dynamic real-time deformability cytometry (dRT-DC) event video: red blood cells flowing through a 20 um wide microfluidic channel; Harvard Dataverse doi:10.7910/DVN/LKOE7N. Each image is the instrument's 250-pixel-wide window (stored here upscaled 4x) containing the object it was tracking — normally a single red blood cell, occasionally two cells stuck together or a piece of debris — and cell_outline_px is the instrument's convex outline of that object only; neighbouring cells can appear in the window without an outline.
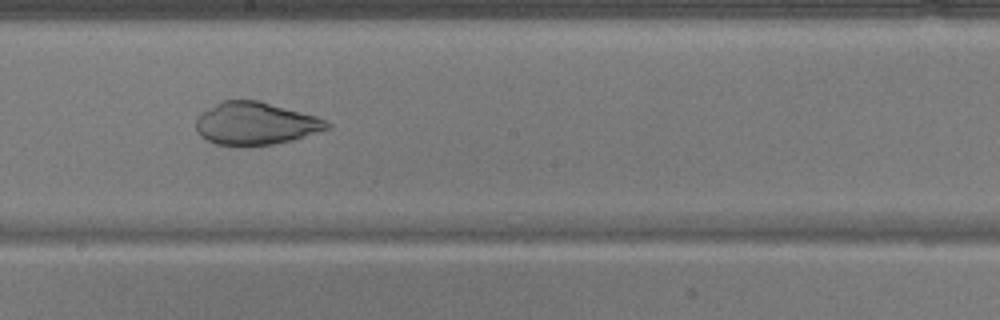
{"species": "common noctule bat (a hibernating species)", "species_latin": "Nyctalus noctula", "temperature_condition": "warm", "stored_images_in_passage": 40, "camera_frame_rate_fps": 3000, "um_per_image_px": 0.085, "animal": {"sex": "male", "body_mass_g": 17.9}, "frame": {"image": 1, "passage_image": 18, "time_ms": 5.667, "image_size_px": [1000, 320], "cell_outline_px": [[332, 128], [292, 140], [272, 144], [216, 144], [200, 136], [196, 128], [196, 116], [200, 112], [224, 100], [260, 100], [316, 116], [328, 120], [332, 124]], "centroid_in_image_um": [21.75, 10.47], "position_along_channel_um": 226.4, "area_um2": 32.37}}
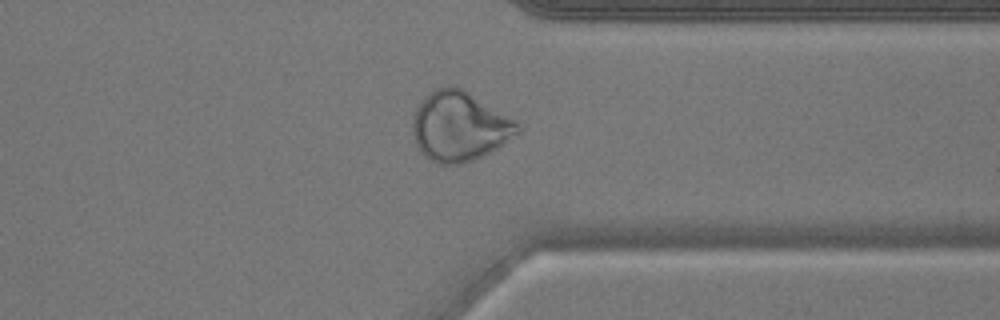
{"frame": {"image": 2, "passage_image": 29, "time_ms": 9.333, "image_size_px": [1000, 320], "cell_outline_px": [[520, 132], [504, 144], [472, 160], [460, 164], [436, 164], [424, 156], [420, 152], [416, 144], [412, 132], [412, 116], [420, 100], [432, 88], [448, 84], [452, 84], [464, 88], [516, 120], [520, 124]], "centroid_in_image_um": [39.02, 10.7], "position_along_channel_um": 372.4, "area_um2": 43.35}}